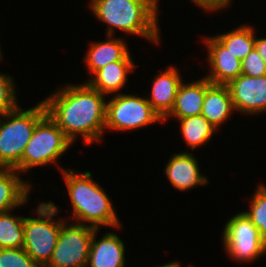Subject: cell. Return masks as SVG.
Returning <instances> with one entry per match:
<instances>
[{"label":"cell","instance_id":"obj_19","mask_svg":"<svg viewBox=\"0 0 266 267\" xmlns=\"http://www.w3.org/2000/svg\"><path fill=\"white\" fill-rule=\"evenodd\" d=\"M107 41L95 42L89 46L85 56V63L92 75L108 63L122 60L128 53L124 40L107 36Z\"/></svg>","mask_w":266,"mask_h":267},{"label":"cell","instance_id":"obj_13","mask_svg":"<svg viewBox=\"0 0 266 267\" xmlns=\"http://www.w3.org/2000/svg\"><path fill=\"white\" fill-rule=\"evenodd\" d=\"M97 232L95 229L86 267H125L124 242L113 232L97 241Z\"/></svg>","mask_w":266,"mask_h":267},{"label":"cell","instance_id":"obj_18","mask_svg":"<svg viewBox=\"0 0 266 267\" xmlns=\"http://www.w3.org/2000/svg\"><path fill=\"white\" fill-rule=\"evenodd\" d=\"M234 110L227 85L211 84L206 89L201 115L216 129L230 118Z\"/></svg>","mask_w":266,"mask_h":267},{"label":"cell","instance_id":"obj_20","mask_svg":"<svg viewBox=\"0 0 266 267\" xmlns=\"http://www.w3.org/2000/svg\"><path fill=\"white\" fill-rule=\"evenodd\" d=\"M254 33L252 26L243 25L214 37L242 61L255 47Z\"/></svg>","mask_w":266,"mask_h":267},{"label":"cell","instance_id":"obj_22","mask_svg":"<svg viewBox=\"0 0 266 267\" xmlns=\"http://www.w3.org/2000/svg\"><path fill=\"white\" fill-rule=\"evenodd\" d=\"M23 245L24 217L15 216L11 211L0 214V249L23 248Z\"/></svg>","mask_w":266,"mask_h":267},{"label":"cell","instance_id":"obj_2","mask_svg":"<svg viewBox=\"0 0 266 267\" xmlns=\"http://www.w3.org/2000/svg\"><path fill=\"white\" fill-rule=\"evenodd\" d=\"M158 3V0H91L89 6L108 25L107 36H113L114 30L119 29L159 44Z\"/></svg>","mask_w":266,"mask_h":267},{"label":"cell","instance_id":"obj_24","mask_svg":"<svg viewBox=\"0 0 266 267\" xmlns=\"http://www.w3.org/2000/svg\"><path fill=\"white\" fill-rule=\"evenodd\" d=\"M0 267H40L23 248L0 249Z\"/></svg>","mask_w":266,"mask_h":267},{"label":"cell","instance_id":"obj_9","mask_svg":"<svg viewBox=\"0 0 266 267\" xmlns=\"http://www.w3.org/2000/svg\"><path fill=\"white\" fill-rule=\"evenodd\" d=\"M61 224L59 239L51 260L45 267H86L92 236L96 228L74 223Z\"/></svg>","mask_w":266,"mask_h":267},{"label":"cell","instance_id":"obj_14","mask_svg":"<svg viewBox=\"0 0 266 267\" xmlns=\"http://www.w3.org/2000/svg\"><path fill=\"white\" fill-rule=\"evenodd\" d=\"M180 75L176 68L170 66L152 82L150 98L146 99L162 120L174 106L177 91L182 83Z\"/></svg>","mask_w":266,"mask_h":267},{"label":"cell","instance_id":"obj_4","mask_svg":"<svg viewBox=\"0 0 266 267\" xmlns=\"http://www.w3.org/2000/svg\"><path fill=\"white\" fill-rule=\"evenodd\" d=\"M46 114L44 102L40 101L30 109L23 110L18 106L15 110L0 115V168L16 169L22 173L24 149L37 123Z\"/></svg>","mask_w":266,"mask_h":267},{"label":"cell","instance_id":"obj_3","mask_svg":"<svg viewBox=\"0 0 266 267\" xmlns=\"http://www.w3.org/2000/svg\"><path fill=\"white\" fill-rule=\"evenodd\" d=\"M60 170L66 182L76 223H87L96 229H100V226L121 227L109 196L98 182L92 180L90 171L77 174L76 171L63 167Z\"/></svg>","mask_w":266,"mask_h":267},{"label":"cell","instance_id":"obj_6","mask_svg":"<svg viewBox=\"0 0 266 267\" xmlns=\"http://www.w3.org/2000/svg\"><path fill=\"white\" fill-rule=\"evenodd\" d=\"M73 144L46 114L36 125L22 155V173L57 162Z\"/></svg>","mask_w":266,"mask_h":267},{"label":"cell","instance_id":"obj_21","mask_svg":"<svg viewBox=\"0 0 266 267\" xmlns=\"http://www.w3.org/2000/svg\"><path fill=\"white\" fill-rule=\"evenodd\" d=\"M180 121L181 134L187 146L194 150L200 145L207 143L216 128L202 115L190 116L178 119Z\"/></svg>","mask_w":266,"mask_h":267},{"label":"cell","instance_id":"obj_1","mask_svg":"<svg viewBox=\"0 0 266 267\" xmlns=\"http://www.w3.org/2000/svg\"><path fill=\"white\" fill-rule=\"evenodd\" d=\"M105 97L85 82L81 85L68 84L43 102L48 116L72 143L81 135L88 145L101 141L105 131Z\"/></svg>","mask_w":266,"mask_h":267},{"label":"cell","instance_id":"obj_7","mask_svg":"<svg viewBox=\"0 0 266 267\" xmlns=\"http://www.w3.org/2000/svg\"><path fill=\"white\" fill-rule=\"evenodd\" d=\"M163 121L146 98L117 93L106 103L105 129L124 131Z\"/></svg>","mask_w":266,"mask_h":267},{"label":"cell","instance_id":"obj_17","mask_svg":"<svg viewBox=\"0 0 266 267\" xmlns=\"http://www.w3.org/2000/svg\"><path fill=\"white\" fill-rule=\"evenodd\" d=\"M19 174L16 169L0 168V214L28 202L32 185L23 181Z\"/></svg>","mask_w":266,"mask_h":267},{"label":"cell","instance_id":"obj_11","mask_svg":"<svg viewBox=\"0 0 266 267\" xmlns=\"http://www.w3.org/2000/svg\"><path fill=\"white\" fill-rule=\"evenodd\" d=\"M208 48L209 74L206 78L216 85H228L242 74L241 60L227 50L214 36L204 38Z\"/></svg>","mask_w":266,"mask_h":267},{"label":"cell","instance_id":"obj_23","mask_svg":"<svg viewBox=\"0 0 266 267\" xmlns=\"http://www.w3.org/2000/svg\"><path fill=\"white\" fill-rule=\"evenodd\" d=\"M250 210L243 211L253 225L259 230L266 243V186L260 185L250 202Z\"/></svg>","mask_w":266,"mask_h":267},{"label":"cell","instance_id":"obj_12","mask_svg":"<svg viewBox=\"0 0 266 267\" xmlns=\"http://www.w3.org/2000/svg\"><path fill=\"white\" fill-rule=\"evenodd\" d=\"M197 159L190 152L175 153L165 166V174L171 185L180 190H190L208 182L200 173Z\"/></svg>","mask_w":266,"mask_h":267},{"label":"cell","instance_id":"obj_8","mask_svg":"<svg viewBox=\"0 0 266 267\" xmlns=\"http://www.w3.org/2000/svg\"><path fill=\"white\" fill-rule=\"evenodd\" d=\"M222 234L226 253L234 260L253 262L266 253V243L259 230L243 212L228 220Z\"/></svg>","mask_w":266,"mask_h":267},{"label":"cell","instance_id":"obj_16","mask_svg":"<svg viewBox=\"0 0 266 267\" xmlns=\"http://www.w3.org/2000/svg\"><path fill=\"white\" fill-rule=\"evenodd\" d=\"M135 64L130 52L119 61L108 63L97 70L86 83L101 94L107 96L120 91L126 85L127 75L133 71Z\"/></svg>","mask_w":266,"mask_h":267},{"label":"cell","instance_id":"obj_26","mask_svg":"<svg viewBox=\"0 0 266 267\" xmlns=\"http://www.w3.org/2000/svg\"><path fill=\"white\" fill-rule=\"evenodd\" d=\"M242 74L251 77L266 75V63L254 47L252 51L241 61Z\"/></svg>","mask_w":266,"mask_h":267},{"label":"cell","instance_id":"obj_29","mask_svg":"<svg viewBox=\"0 0 266 267\" xmlns=\"http://www.w3.org/2000/svg\"><path fill=\"white\" fill-rule=\"evenodd\" d=\"M181 266L182 265H180V262L173 261V262H170V263H167L161 266H157V267H181Z\"/></svg>","mask_w":266,"mask_h":267},{"label":"cell","instance_id":"obj_5","mask_svg":"<svg viewBox=\"0 0 266 267\" xmlns=\"http://www.w3.org/2000/svg\"><path fill=\"white\" fill-rule=\"evenodd\" d=\"M36 210L40 217H24L23 249L40 267H45L51 260L63 221L52 219L59 210L53 202H42Z\"/></svg>","mask_w":266,"mask_h":267},{"label":"cell","instance_id":"obj_28","mask_svg":"<svg viewBox=\"0 0 266 267\" xmlns=\"http://www.w3.org/2000/svg\"><path fill=\"white\" fill-rule=\"evenodd\" d=\"M255 48L266 63V37L256 38L255 36Z\"/></svg>","mask_w":266,"mask_h":267},{"label":"cell","instance_id":"obj_25","mask_svg":"<svg viewBox=\"0 0 266 267\" xmlns=\"http://www.w3.org/2000/svg\"><path fill=\"white\" fill-rule=\"evenodd\" d=\"M14 80L6 75L0 73V115L15 110L17 105L16 88Z\"/></svg>","mask_w":266,"mask_h":267},{"label":"cell","instance_id":"obj_27","mask_svg":"<svg viewBox=\"0 0 266 267\" xmlns=\"http://www.w3.org/2000/svg\"><path fill=\"white\" fill-rule=\"evenodd\" d=\"M200 6L204 11H214L224 9L231 3V0H191Z\"/></svg>","mask_w":266,"mask_h":267},{"label":"cell","instance_id":"obj_10","mask_svg":"<svg viewBox=\"0 0 266 267\" xmlns=\"http://www.w3.org/2000/svg\"><path fill=\"white\" fill-rule=\"evenodd\" d=\"M227 86L235 110L247 115L266 112V75L251 77L241 74Z\"/></svg>","mask_w":266,"mask_h":267},{"label":"cell","instance_id":"obj_15","mask_svg":"<svg viewBox=\"0 0 266 267\" xmlns=\"http://www.w3.org/2000/svg\"><path fill=\"white\" fill-rule=\"evenodd\" d=\"M211 84L206 77L192 81L189 84L182 82L177 91L174 106L162 122L168 120L169 117L178 120L180 118L201 115L206 89Z\"/></svg>","mask_w":266,"mask_h":267}]
</instances>
